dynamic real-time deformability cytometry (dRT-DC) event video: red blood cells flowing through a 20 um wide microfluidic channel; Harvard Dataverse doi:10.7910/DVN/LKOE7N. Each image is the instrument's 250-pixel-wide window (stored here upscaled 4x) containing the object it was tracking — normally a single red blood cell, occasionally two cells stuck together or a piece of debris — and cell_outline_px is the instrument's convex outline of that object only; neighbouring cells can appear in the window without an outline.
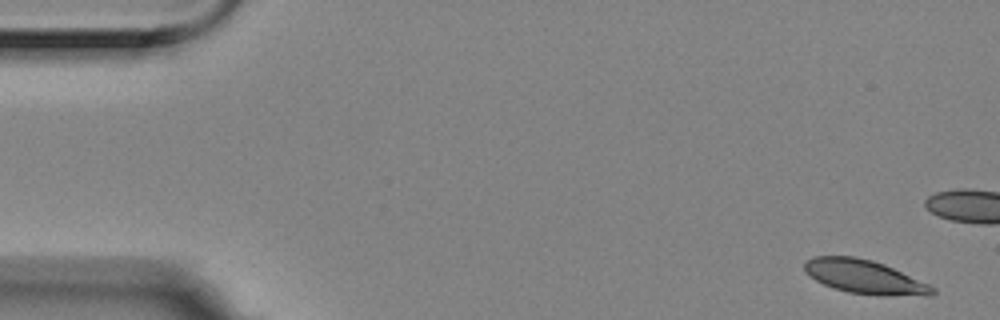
{"species": "Egyptian fruit bat (a non-hibernating species)", "species_latin": "Rousettus aegyptiacus", "temperature_condition": "room temperature", "stored_images_in_passage": 6, "camera_frame_rate_fps": 3000, "um_per_image_px": 0.085, "animal": {"sex": "female"}, "frame": {"image": 1, "passage_image": 1, "time_ms": 0.0, "image_size_px": [1000, 320], "cell_outline_px": [[936, 292], [932, 296], [880, 296], [848, 292], [832, 288], [816, 280], [804, 272], [804, 260], [812, 256], [852, 256], [872, 260], [884, 264], [928, 284], [936, 288]], "centroid_in_image_um": [73.48, 23.54], "position_along_channel_um": 11.5, "area_um2": 25.43}}